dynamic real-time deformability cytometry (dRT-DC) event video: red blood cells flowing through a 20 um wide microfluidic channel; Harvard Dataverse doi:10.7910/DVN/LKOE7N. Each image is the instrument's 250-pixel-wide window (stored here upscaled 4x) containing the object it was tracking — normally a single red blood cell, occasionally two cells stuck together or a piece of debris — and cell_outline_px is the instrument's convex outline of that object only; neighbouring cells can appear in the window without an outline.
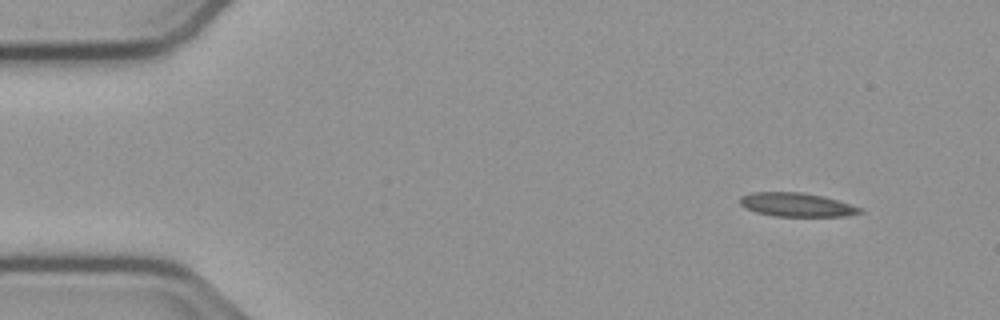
{"species": "common noctule bat (a hibernating species)", "species_latin": "Nyctalus noctula", "temperature_condition": "cold", "stored_images_in_passage": 50, "camera_frame_rate_fps": 3000, "um_per_image_px": 0.085, "animal": {"sex": "male", "body_mass_g": 23.1, "forearm_length_mm": 52.7}, "frame": {"image": 1, "passage_image": 1, "time_ms": 0.0, "image_size_px": [1000, 320], "cell_outline_px": [[864, 212], [844, 216], [772, 216], [756, 212], [744, 208], [740, 204], [740, 196], [752, 192], [800, 192], [824, 196], [864, 208]], "centroid_in_image_um": [67.72, 17.4], "position_along_channel_um": 17.3, "area_um2": 16.76}}
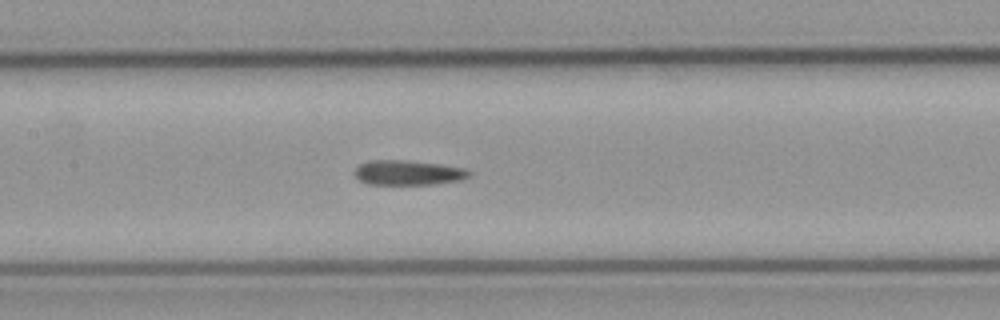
{"frame": {"image": 2, "passage_image": 21, "time_ms": 6.667, "image_size_px": [1000, 320], "cell_outline_px": [[472, 172], [468, 176], [460, 180], [436, 184], [368, 184], [360, 180], [356, 176], [356, 168], [360, 164], [368, 160], [408, 160], [440, 164], [468, 168]], "centroid_in_image_um": [34.73, 14.67], "position_along_channel_um": 172.7, "area_um2": 16.59}}
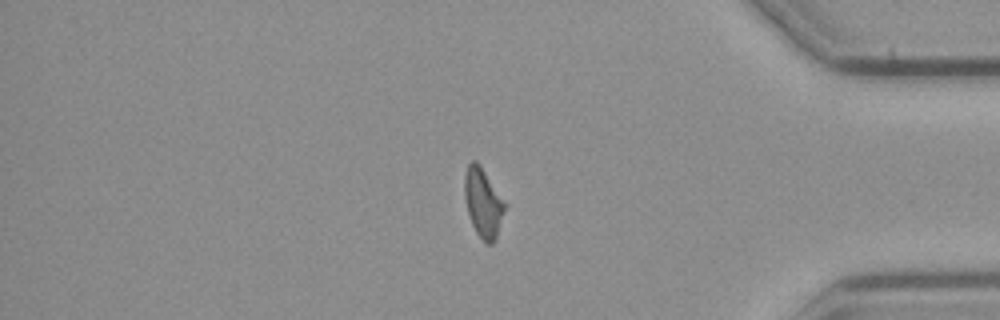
{"frame": {"image": 3, "passage_image": 41, "time_ms": 13.333, "image_size_px": [1000, 320], "cell_outline_px": [[508, 204], [496, 240], [492, 244], [484, 244], [476, 232], [472, 224], [468, 212], [464, 196], [464, 172], [468, 164], [472, 160], [476, 160], [480, 164]], "centroid_in_image_um": [41.1, 17.24], "position_along_channel_um": 394.1, "area_um2": 16.82}, "authors_computed_cell_mechanics": {"area_um2": 16.5597, "velocity_mm_per_s": 3.77, "shape_relaxation_time_tau1_ms": null, "shape_relaxation_time_tau2_ms": 6.2188, "deformation_change_tau1": null, "deformation_change_tau2": 0.1622}}